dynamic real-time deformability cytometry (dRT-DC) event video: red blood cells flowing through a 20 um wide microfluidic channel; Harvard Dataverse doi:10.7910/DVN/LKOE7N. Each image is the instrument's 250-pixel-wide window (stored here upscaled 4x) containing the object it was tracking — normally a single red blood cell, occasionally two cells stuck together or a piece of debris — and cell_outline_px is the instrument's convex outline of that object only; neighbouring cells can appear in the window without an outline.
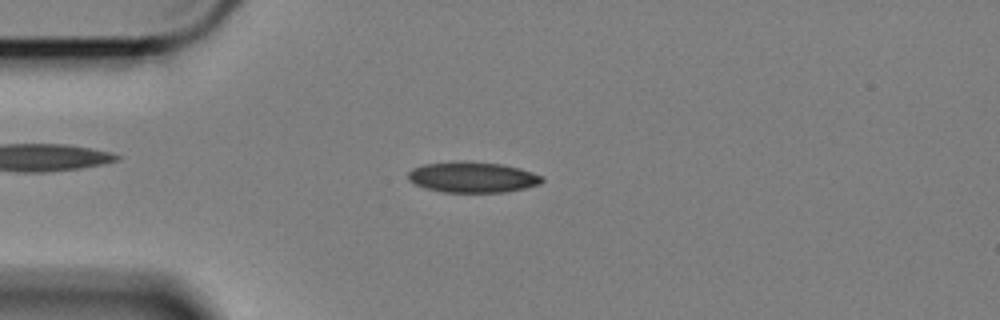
{"species": "Egyptian fruit bat (a non-hibernating species)", "species_latin": "Rousettus aegyptiacus", "temperature_condition": "cold", "stored_images_in_passage": 40, "camera_frame_rate_fps": 3000, "um_per_image_px": 0.085, "animal": {"sex": "female"}, "frame": {"image": 1, "passage_image": 1, "time_ms": 0.0, "image_size_px": [1000, 320], "cell_outline_px": [[544, 180], [540, 184], [524, 188], [504, 192], [444, 192], [424, 188], [408, 180], [408, 172], [412, 168], [424, 164], [456, 160], [460, 160], [504, 164], [520, 168], [544, 176]], "centroid_in_image_um": [40.16, 15.04], "position_along_channel_um": 44.8, "area_um2": 24.28}}
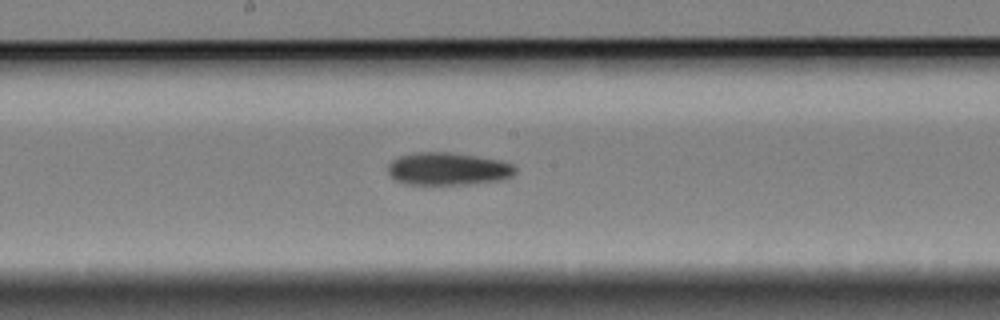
{"frame": {"image": 2, "passage_image": 17, "time_ms": 5.333, "image_size_px": [1000, 320], "cell_outline_px": [[516, 172], [512, 176], [500, 180], [468, 184], [408, 184], [396, 180], [388, 172], [388, 164], [392, 160], [400, 156], [416, 152], [452, 152], [500, 160], [512, 164], [516, 168]], "centroid_in_image_um": [38.09, 14.34], "position_along_channel_um": 210.1, "area_um2": 24.16}}
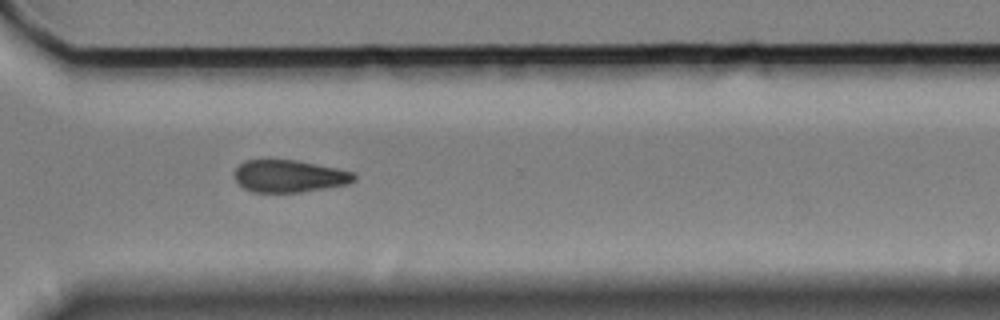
{"frame": {"image": 3, "passage_image": 29, "time_ms": 9.333, "image_size_px": [1000, 320], "cell_outline_px": [[356, 180], [348, 184], [300, 192], [252, 192], [244, 188], [236, 180], [236, 168], [244, 160], [296, 160], [356, 172]], "centroid_in_image_um": [24.62, 14.97], "position_along_channel_um": 346.0, "area_um2": 22.37}, "authors_computed_cell_mechanics": {"area_um2": 24.0737, "velocity_mm_per_s": 3.4027, "shape_relaxation_time_tau1_ms": 7.2701, "shape_relaxation_time_tau2_ms": null, "deformation_change_tau1": 0.1105, "deformation_change_tau2": null}}